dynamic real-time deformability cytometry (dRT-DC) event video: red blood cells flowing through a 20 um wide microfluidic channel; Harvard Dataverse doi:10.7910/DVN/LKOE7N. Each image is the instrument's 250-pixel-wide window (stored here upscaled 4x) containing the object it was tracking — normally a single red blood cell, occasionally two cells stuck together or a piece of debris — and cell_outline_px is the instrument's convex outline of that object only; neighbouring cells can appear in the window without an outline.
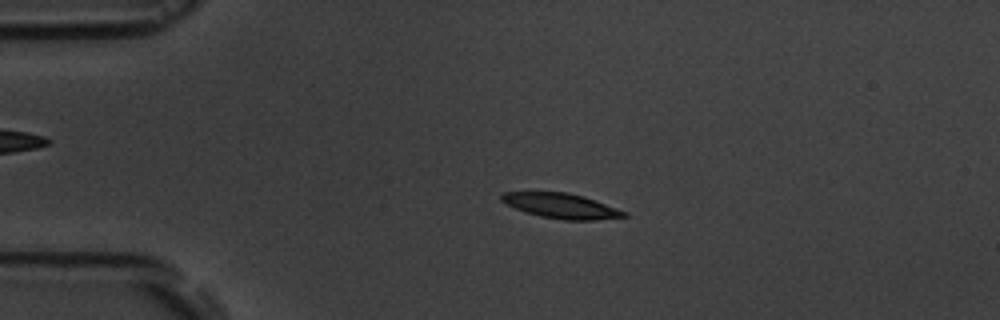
{"species": "common noctule bat (a hibernating species)", "species_latin": "Nyctalus noctula", "temperature_condition": "room temperature", "stored_images_in_passage": 5, "camera_frame_rate_fps": 3000, "um_per_image_px": 0.085, "animal": {"sex": "male", "body_mass_g": 19.5, "forearm_length_mm": 54.6}, "frame": {"image": 1, "passage_image": 3, "time_ms": 2.333, "image_size_px": [1000, 320], "cell_outline_px": [[628, 216], [596, 220], [564, 220], [540, 216], [524, 212], [504, 204], [500, 200], [500, 196], [504, 192], [568, 192], [584, 196], [628, 212]], "centroid_in_image_um": [47.69, 17.5], "position_along_channel_um": 37.3, "area_um2": 18.03}}
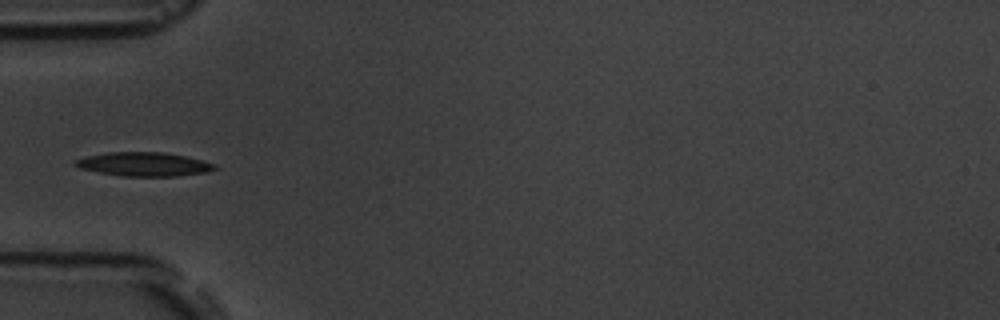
{"frame": {"image": 2, "passage_image": 5, "time_ms": 4.333, "image_size_px": [1000, 320], "cell_outline_px": [[220, 168], [208, 172], [176, 176], [120, 176], [80, 168], [72, 164], [72, 160], [88, 156], [108, 152], [164, 152], [184, 156], [216, 164]], "centroid_in_image_um": [12.24, 13.96], "position_along_channel_um": 72.8, "area_um2": 19.42}}